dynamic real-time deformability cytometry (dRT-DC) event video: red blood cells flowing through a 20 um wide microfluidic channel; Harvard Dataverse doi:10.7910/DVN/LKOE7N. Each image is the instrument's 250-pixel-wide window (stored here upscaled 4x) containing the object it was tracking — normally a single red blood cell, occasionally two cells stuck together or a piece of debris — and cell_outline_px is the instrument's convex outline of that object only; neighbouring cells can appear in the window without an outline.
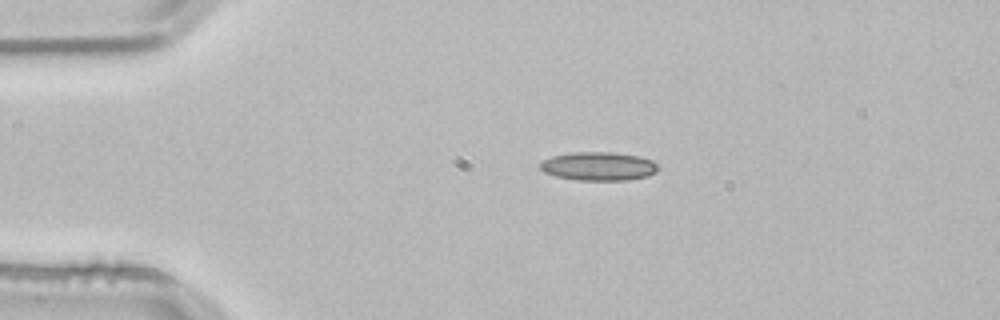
{"species": "common noctule bat (a hibernating species)", "species_latin": "Nyctalus noctula", "temperature_condition": "room temperature", "stored_images_in_passage": 2, "camera_frame_rate_fps": 3000, "um_per_image_px": 0.085, "animal": {"sex": "male", "body_mass_g": 21.5, "forearm_length_mm": 52.0}, "frame": {"image": 1, "passage_image": 2, "time_ms": 0.333, "image_size_px": [1000, 320], "cell_outline_px": [[656, 172], [648, 176], [628, 180], [576, 180], [556, 176], [544, 172], [540, 168], [540, 164], [544, 160], [552, 156], [572, 152], [612, 152], [640, 156], [652, 160], [656, 164]], "centroid_in_image_um": [50.88, 14.13], "position_along_channel_um": 34.1, "area_um2": 19.59}}